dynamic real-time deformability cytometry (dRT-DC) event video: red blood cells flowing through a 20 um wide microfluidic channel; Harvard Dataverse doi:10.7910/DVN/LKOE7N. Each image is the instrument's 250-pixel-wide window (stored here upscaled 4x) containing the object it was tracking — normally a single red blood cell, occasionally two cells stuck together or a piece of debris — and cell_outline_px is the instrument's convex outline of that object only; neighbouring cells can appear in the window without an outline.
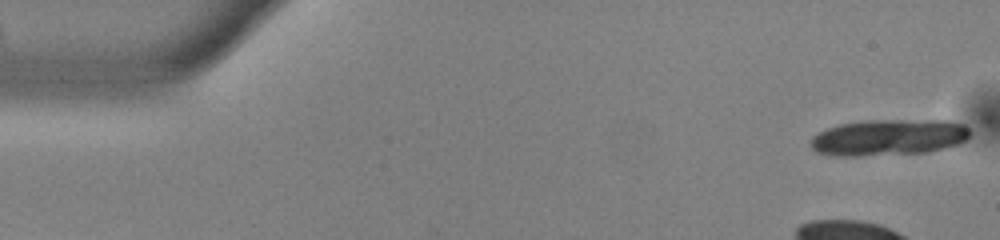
{"species": "common noctule bat (a hibernating species)", "species_latin": "Nyctalus noctula", "temperature_condition": "warm", "stored_images_in_passage": 16, "camera_frame_rate_fps": 3000, "um_per_image_px": 0.085, "animal": {"sex": "male", "body_mass_g": 13.0, "forearm_length_mm": 53.1}, "frame": {"image": 1, "passage_image": 1, "time_ms": 0.0, "image_size_px": [1000, 240], "cell_outline_px": [[972, 132], [964, 140], [956, 144], [944, 148], [928, 152], [860, 156], [836, 156], [816, 152], [812, 148], [812, 136], [828, 128], [840, 124], [868, 120], [944, 120], [964, 124]], "centroid_in_image_um": [75.54, 11.68], "position_along_channel_um": 9.5, "area_um2": 33.58}}